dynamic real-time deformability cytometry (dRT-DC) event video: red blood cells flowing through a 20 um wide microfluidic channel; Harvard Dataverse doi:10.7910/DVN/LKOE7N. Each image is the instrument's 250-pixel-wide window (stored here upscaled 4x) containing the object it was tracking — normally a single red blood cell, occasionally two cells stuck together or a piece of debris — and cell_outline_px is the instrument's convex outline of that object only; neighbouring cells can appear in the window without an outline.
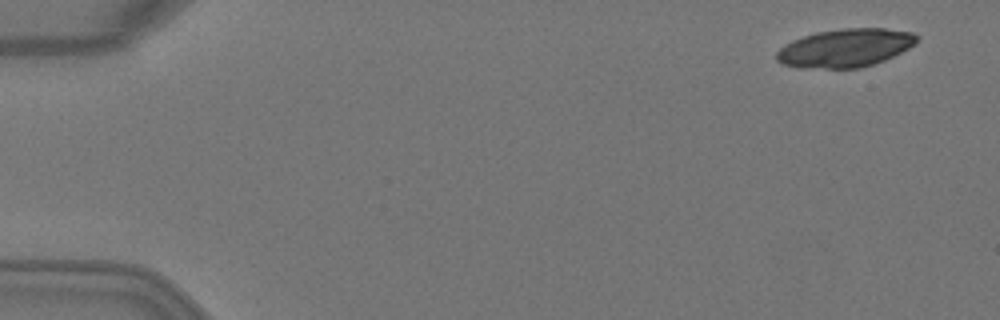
{"species": "Egyptian fruit bat (a non-hibernating species)", "species_latin": "Rousettus aegyptiacus", "temperature_condition": "warm", "stored_images_in_passage": 4, "camera_frame_rate_fps": 3000, "um_per_image_px": 0.085, "animal": {"sex": "female"}, "frame": {"image": 1, "passage_image": 1, "time_ms": 0.0, "image_size_px": [1000, 320], "cell_outline_px": [[920, 36], [908, 48], [884, 60], [860, 68], [804, 68], [784, 64], [776, 60], [776, 52], [784, 44], [792, 40], [816, 32], [844, 28], [884, 28], [912, 32]], "centroid_in_image_um": [71.82, 4.07], "position_along_channel_um": 13.2, "area_um2": 31.1}}
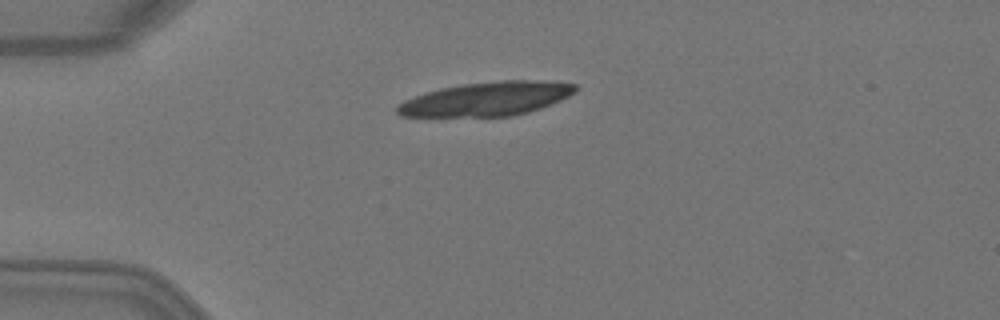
{"frame": {"image": 2, "passage_image": 4, "time_ms": 1.0, "image_size_px": [1000, 320], "cell_outline_px": [[576, 92], [560, 100], [540, 108], [528, 112], [512, 116], [400, 116], [396, 112], [396, 104], [404, 100], [440, 88], [464, 84], [500, 80], [556, 80], [576, 84]], "centroid_in_image_um": [41.4, 8.39], "position_along_channel_um": 43.6, "area_um2": 35.2}}